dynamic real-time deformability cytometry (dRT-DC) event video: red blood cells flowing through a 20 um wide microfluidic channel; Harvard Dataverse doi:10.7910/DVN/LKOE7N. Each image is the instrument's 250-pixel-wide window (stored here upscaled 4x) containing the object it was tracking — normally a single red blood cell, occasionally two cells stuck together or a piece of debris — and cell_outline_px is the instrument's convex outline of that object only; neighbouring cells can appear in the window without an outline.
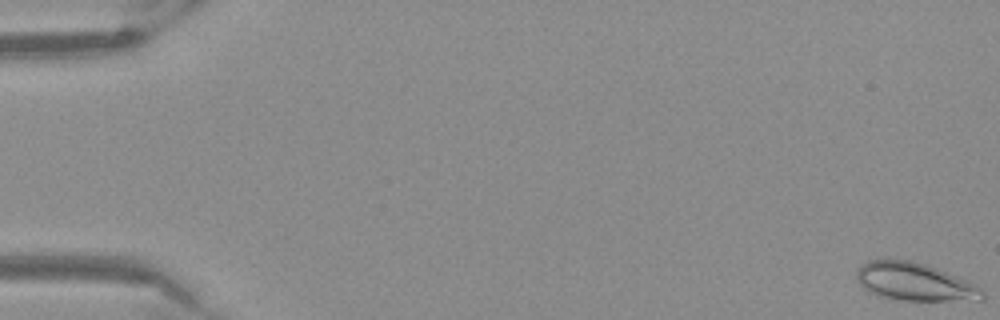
{"species": "Egyptian fruit bat (a non-hibernating species)", "species_latin": "Rousettus aegyptiacus", "temperature_condition": "warm", "stored_images_in_passage": 55, "camera_frame_rate_fps": 3000, "um_per_image_px": 0.085, "frame": {"image": 1, "passage_image": 1, "time_ms": 0.0, "image_size_px": [1000, 320], "cell_outline_px": [[984, 300], [892, 300], [868, 292], [856, 280], [856, 272], [868, 260], [908, 260], [924, 264], [948, 272], [980, 284], [984, 288]], "centroid_in_image_um": [77.81, 23.97], "position_along_channel_um": 7.2, "area_um2": 28.03}}
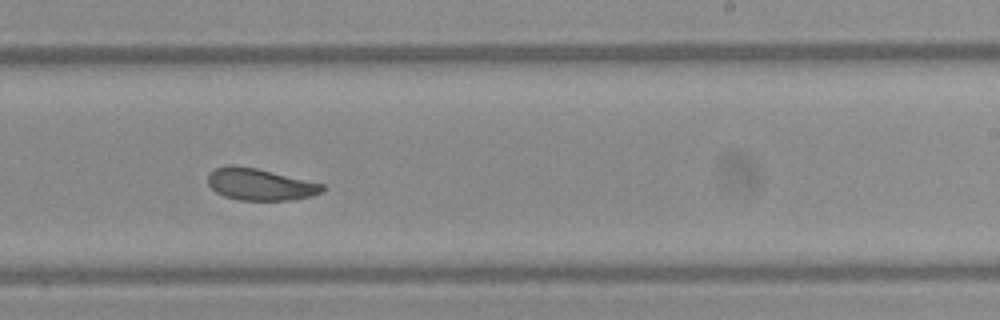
{"frame": {"image": 2, "passage_image": 34, "time_ms": 11.0, "image_size_px": [1000, 320], "cell_outline_px": [[324, 188], [320, 192], [312, 196], [292, 200], [240, 200], [224, 196], [216, 192], [208, 184], [208, 176], [216, 168], [232, 164], [256, 168], [324, 184]], "centroid_in_image_um": [22.1, 15.67], "position_along_channel_um": 266.9, "area_um2": 21.04}}
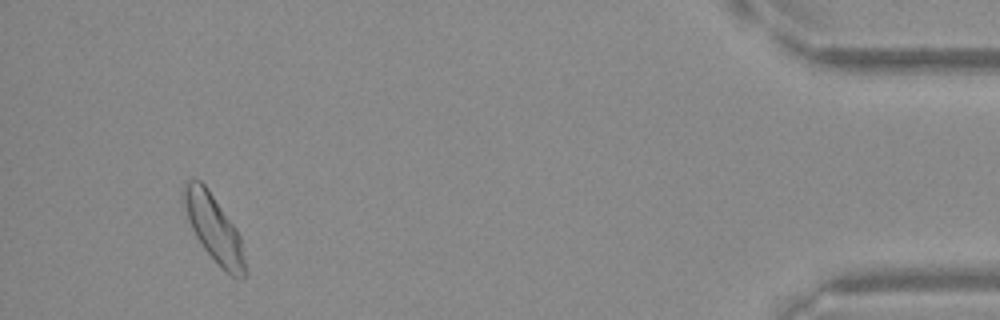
{"frame": {"image": 3, "passage_image": 51, "time_ms": 16.667, "image_size_px": [1000, 320], "cell_outline_px": [[248, 276], [244, 280], [240, 280], [232, 276], [204, 248], [196, 236], [188, 220], [180, 200], [180, 188], [188, 180], [200, 180], [204, 184], [236, 228], [240, 236], [248, 272]], "centroid_in_image_um": [18.17, 19.39], "position_along_channel_um": 417.0, "area_um2": 23.99}}